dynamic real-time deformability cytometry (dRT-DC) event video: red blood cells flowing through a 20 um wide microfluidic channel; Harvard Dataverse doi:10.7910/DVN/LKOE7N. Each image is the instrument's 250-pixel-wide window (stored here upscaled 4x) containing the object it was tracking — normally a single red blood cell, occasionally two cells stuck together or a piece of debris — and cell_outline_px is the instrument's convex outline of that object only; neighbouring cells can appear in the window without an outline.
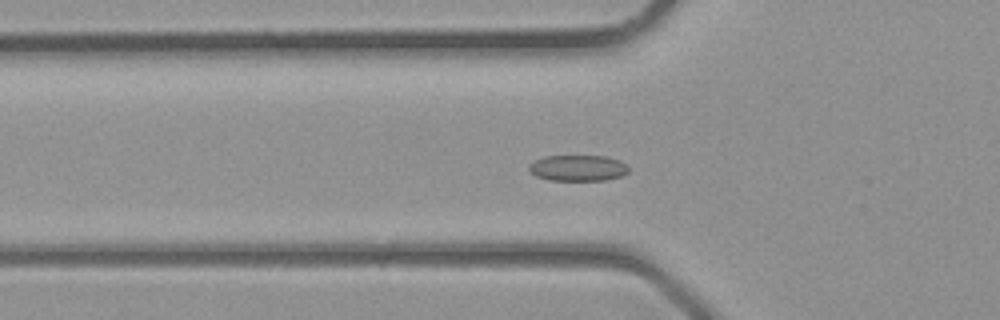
{"species": "common noctule bat (a hibernating species)", "species_latin": "Nyctalus noctula", "temperature_condition": "room temperature", "stored_images_in_passage": 39, "camera_frame_rate_fps": 3000, "um_per_image_px": 0.085, "animal": {"sex": "male", "body_mass_g": 23.1, "forearm_length_mm": 52.7}, "frame": {"image": 1, "passage_image": 13, "time_ms": 4.0, "image_size_px": [1000, 320], "cell_outline_px": [[628, 172], [620, 176], [604, 180], [548, 180], [536, 176], [528, 168], [528, 164], [532, 160], [544, 156], [604, 156], [620, 160], [628, 164]], "centroid_in_image_um": [49.1, 14.27], "position_along_channel_um": 76.7, "area_um2": 15.2}}
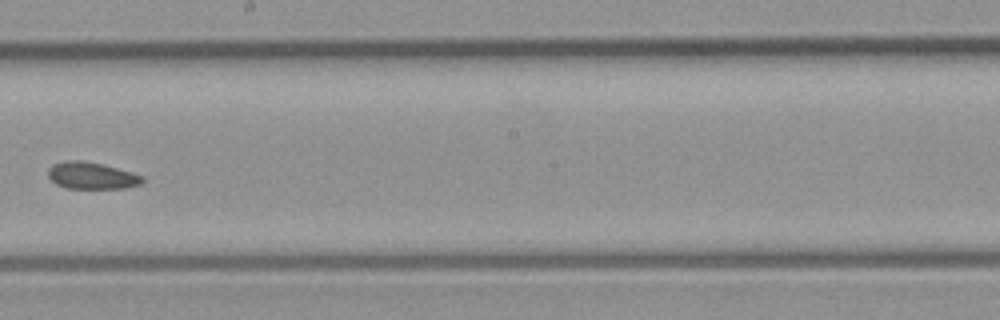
{"frame": {"image": 2, "passage_image": 22, "time_ms": 7.0, "image_size_px": [1000, 320], "cell_outline_px": [[144, 180], [140, 184], [124, 188], [64, 188], [56, 184], [48, 176], [48, 168], [52, 164], [68, 160], [80, 160], [100, 164], [116, 168], [144, 176]], "centroid_in_image_um": [7.76, 14.93], "position_along_channel_um": 240.4, "area_um2": 14.62}}
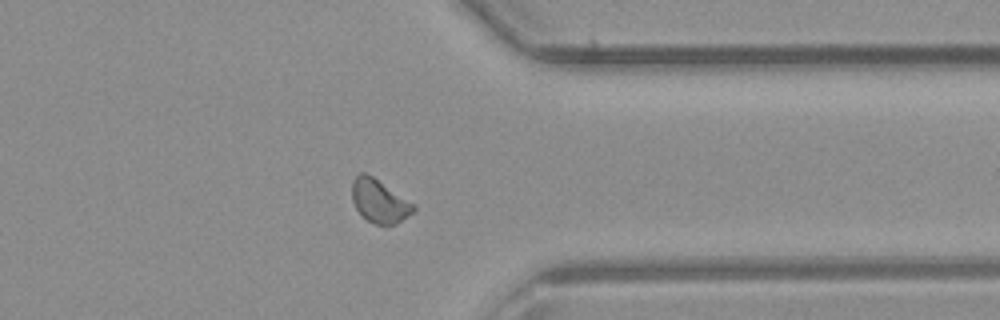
{"frame": {"image": 3, "passage_image": 30, "time_ms": 9.667, "image_size_px": [1000, 320], "cell_outline_px": [[416, 208], [412, 212], [396, 224], [376, 224], [368, 220], [356, 208], [352, 200], [352, 180], [360, 172], [364, 172], [372, 176], [416, 204]], "centroid_in_image_um": [32.25, 17.07], "position_along_channel_um": 379.1, "area_um2": 15.32}}